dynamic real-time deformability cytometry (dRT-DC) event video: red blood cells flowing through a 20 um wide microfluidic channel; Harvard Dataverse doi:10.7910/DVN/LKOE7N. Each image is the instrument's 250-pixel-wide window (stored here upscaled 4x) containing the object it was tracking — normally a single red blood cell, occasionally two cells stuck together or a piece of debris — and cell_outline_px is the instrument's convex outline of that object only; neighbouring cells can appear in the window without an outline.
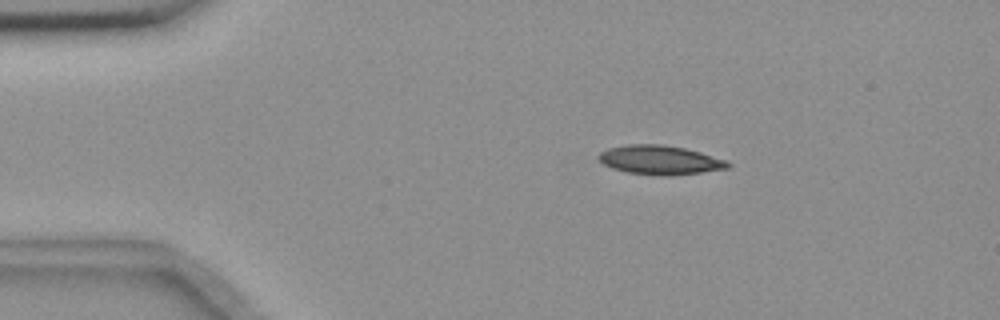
{"species": "common noctule bat (a hibernating species)", "species_latin": "Nyctalus noctula", "temperature_condition": "room temperature", "stored_images_in_passage": 47, "camera_frame_rate_fps": 3000, "um_per_image_px": 0.085, "animal": {"sex": "female", "body_mass_g": 18.4}, "frame": {"image": 1, "passage_image": 1, "time_ms": 0.0, "image_size_px": [1000, 320], "cell_outline_px": [[732, 168], [668, 176], [664, 176], [628, 172], [612, 168], [604, 164], [596, 156], [600, 152], [608, 148], [628, 144], [660, 144], [684, 148], [700, 152], [728, 160], [732, 164]], "centroid_in_image_um": [56.13, 13.59], "position_along_channel_um": 28.9, "area_um2": 21.96}}
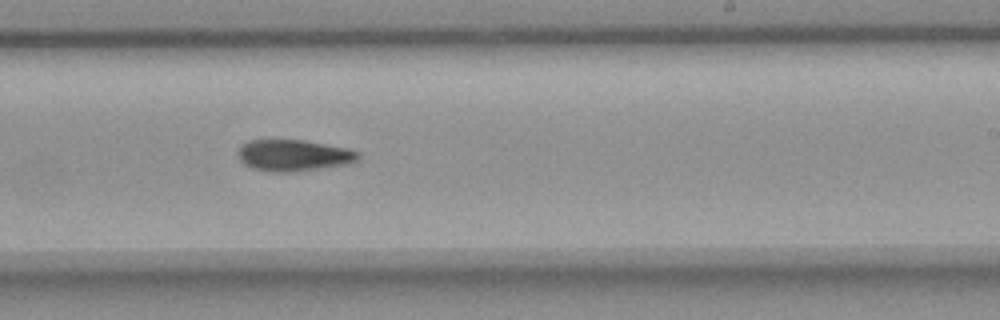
{"frame": {"image": 2, "passage_image": 25, "time_ms": 8.0, "image_size_px": [1000, 320], "cell_outline_px": [[360, 156], [356, 160], [344, 164], [288, 172], [272, 172], [252, 168], [244, 164], [240, 160], [236, 152], [248, 140], [304, 140], [348, 148], [360, 152]], "centroid_in_image_um": [24.92, 13.19], "position_along_channel_um": 264.1, "area_um2": 21.73}}
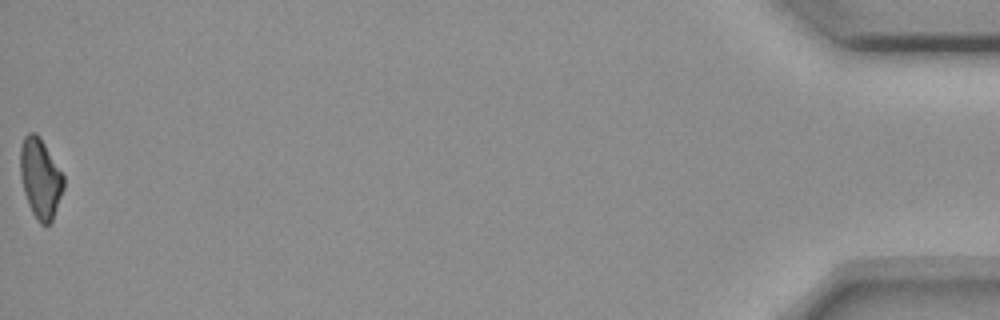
{"frame": {"image": 3, "passage_image": 47, "time_ms": 15.333, "image_size_px": [1000, 320], "cell_outline_px": [[64, 188], [52, 220], [48, 224], [40, 224], [32, 212], [28, 204], [24, 192], [20, 176], [20, 148], [24, 136], [28, 132], [36, 132], [40, 136], [64, 176]], "centroid_in_image_um": [3.42, 15.13], "position_along_channel_um": 431.8, "area_um2": 20.17}, "authors_computed_cell_mechanics": {"area_um2": 21.7328, "velocity_mm_per_s": 3.6394, "shape_relaxation_time_tau1_ms": 10.0637, "shape_relaxation_time_tau2_ms": null, "deformation_change_tau1": 0.1848, "deformation_change_tau2": null}}